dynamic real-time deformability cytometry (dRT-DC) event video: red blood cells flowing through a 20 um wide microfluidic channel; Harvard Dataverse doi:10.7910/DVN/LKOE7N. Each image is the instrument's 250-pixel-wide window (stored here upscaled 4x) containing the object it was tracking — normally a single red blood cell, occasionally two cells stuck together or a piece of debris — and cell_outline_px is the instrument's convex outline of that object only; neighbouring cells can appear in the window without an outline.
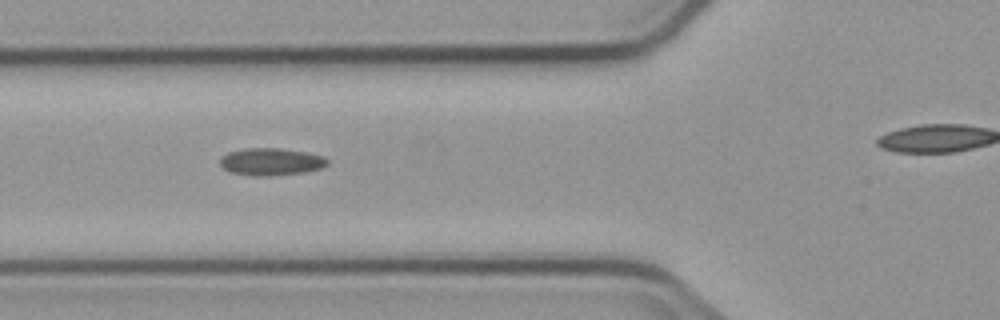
{"species": "common noctule bat (a hibernating species)", "species_latin": "Nyctalus noctula", "temperature_condition": "cold", "stored_images_in_passage": 7, "camera_frame_rate_fps": 3000, "um_per_image_px": 0.085, "animal": {"sex": "male", "body_mass_g": 23.1, "forearm_length_mm": 52.7}, "frame": {"image": 1, "passage_image": 5, "time_ms": 4.667, "image_size_px": [1000, 320], "cell_outline_px": [[328, 164], [320, 168], [304, 172], [268, 176], [252, 176], [232, 172], [224, 168], [220, 164], [220, 160], [228, 152], [244, 148], [280, 148], [304, 152], [324, 156], [328, 160]], "centroid_in_image_um": [23.04, 13.74], "position_along_channel_um": 102.8, "area_um2": 16.94}}
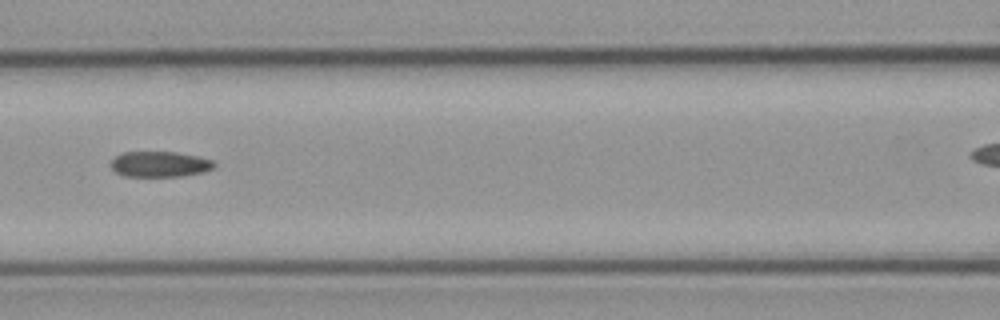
{"frame": {"image": 2, "passage_image": 6, "time_ms": 6.0, "image_size_px": [1000, 320], "cell_outline_px": [[216, 168], [204, 172], [180, 176], [124, 176], [116, 172], [112, 168], [112, 160], [116, 156], [124, 152], [176, 152], [200, 156], [212, 160], [216, 164]], "centroid_in_image_um": [13.64, 13.95], "position_along_channel_um": 153.0, "area_um2": 15.43}}